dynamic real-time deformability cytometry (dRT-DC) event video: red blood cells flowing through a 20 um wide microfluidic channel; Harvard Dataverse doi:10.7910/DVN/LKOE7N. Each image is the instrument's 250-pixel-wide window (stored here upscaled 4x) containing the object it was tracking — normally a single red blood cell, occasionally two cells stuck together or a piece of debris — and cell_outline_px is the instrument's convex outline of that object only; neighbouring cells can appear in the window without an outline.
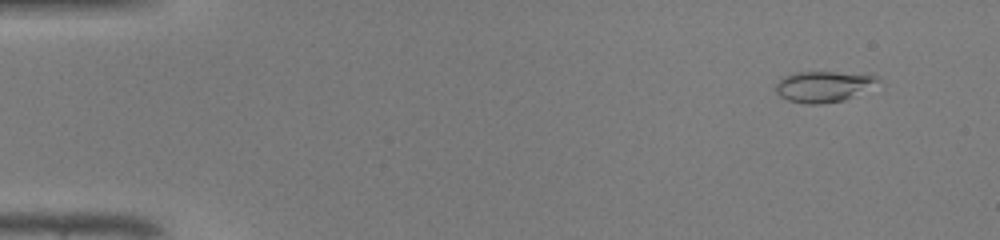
{"species": "common noctule bat (a hibernating species)", "species_latin": "Nyctalus noctula", "temperature_condition": "warm", "stored_images_in_passage": 47, "camera_frame_rate_fps": 3000, "um_per_image_px": 0.085, "animal": {"sex": "male", "body_mass_g": 19.0, "forearm_length_mm": 50.8}, "frame": {"image": 1, "passage_image": 4, "time_ms": 1.0, "image_size_px": [1000, 240], "cell_outline_px": [[880, 80], [844, 100], [820, 104], [808, 104], [788, 100], [780, 96], [776, 92], [776, 84], [784, 76], [796, 72], [832, 72], [876, 76]], "centroid_in_image_um": [69.88, 7.36], "position_along_channel_um": 15.1, "area_um2": 17.69}}
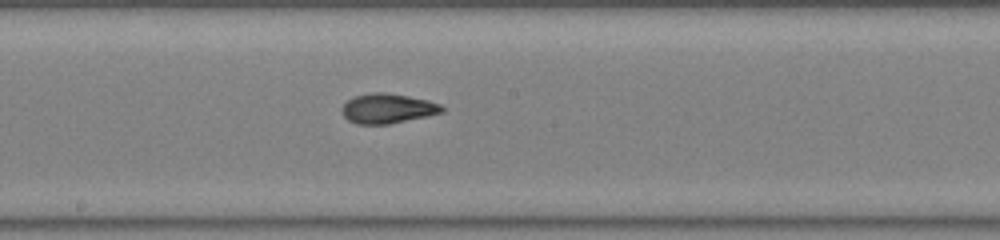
{"frame": {"image": 2, "passage_image": 26, "time_ms": 8.333, "image_size_px": [1000, 240], "cell_outline_px": [[444, 112], [388, 124], [356, 124], [348, 120], [344, 116], [344, 104], [352, 96], [372, 92], [384, 92], [408, 96], [428, 100], [440, 104], [444, 108]], "centroid_in_image_um": [32.95, 9.21], "position_along_channel_um": 215.3, "area_um2": 17.17}}
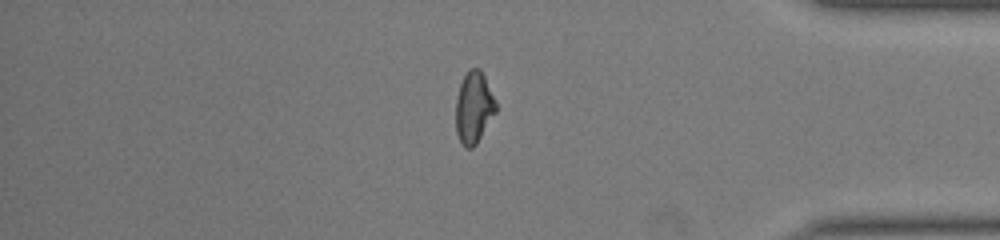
{"frame": {"image": 3, "passage_image": 40, "time_ms": 13.0, "image_size_px": [1000, 240], "cell_outline_px": [[496, 112], [476, 144], [472, 148], [468, 148], [460, 140], [456, 132], [456, 96], [460, 84], [468, 68], [480, 68], [496, 100]], "centroid_in_image_um": [40.27, 9.11], "position_along_channel_um": 394.9, "area_um2": 16.65}, "authors_computed_cell_mechanics": {"area_um2": 16.9932, "velocity_mm_per_s": 4.3669, "shape_relaxation_time_tau1_ms": 5.9899, "shape_relaxation_time_tau2_ms": 1.7018, "deformation_change_tau1": 0.235, "deformation_change_tau2": 0.072}}